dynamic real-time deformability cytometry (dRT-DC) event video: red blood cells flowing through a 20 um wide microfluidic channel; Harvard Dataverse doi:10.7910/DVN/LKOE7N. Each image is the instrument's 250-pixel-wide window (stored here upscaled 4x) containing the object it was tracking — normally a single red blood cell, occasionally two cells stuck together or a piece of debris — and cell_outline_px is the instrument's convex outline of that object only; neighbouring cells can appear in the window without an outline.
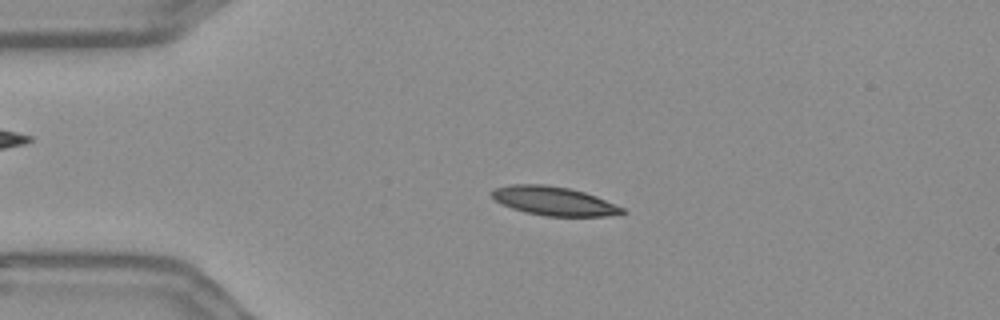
{"species": "Egyptian fruit bat (a non-hibernating species)", "species_latin": "Rousettus aegyptiacus", "temperature_condition": "warm", "stored_images_in_passage": 55, "camera_frame_rate_fps": 3000, "um_per_image_px": 0.085, "frame": {"image": 1, "passage_image": 12, "time_ms": 3.667, "image_size_px": [1000, 320], "cell_outline_px": [[628, 212], [624, 216], [544, 216], [524, 212], [500, 204], [492, 196], [492, 192], [496, 188], [512, 184], [544, 184], [568, 188], [584, 192], [596, 196], [624, 208]], "centroid_in_image_um": [47.15, 17.1], "position_along_channel_um": 37.9, "area_um2": 22.08}}
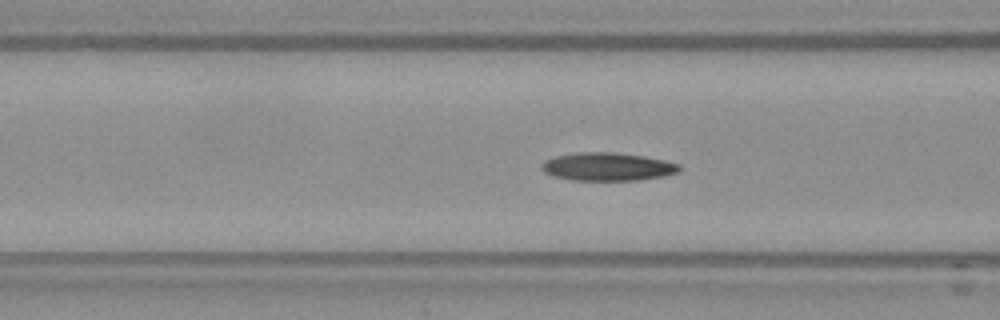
{"frame": {"image": 2, "passage_image": 21, "time_ms": 6.667, "image_size_px": [1000, 320], "cell_outline_px": [[680, 172], [664, 176], [640, 180], [572, 180], [552, 176], [544, 172], [540, 168], [540, 164], [544, 160], [556, 156], [580, 152], [612, 152], [644, 156], [664, 160], [680, 164]], "centroid_in_image_um": [51.63, 14.17], "position_along_channel_um": 115.0, "area_um2": 22.72}}
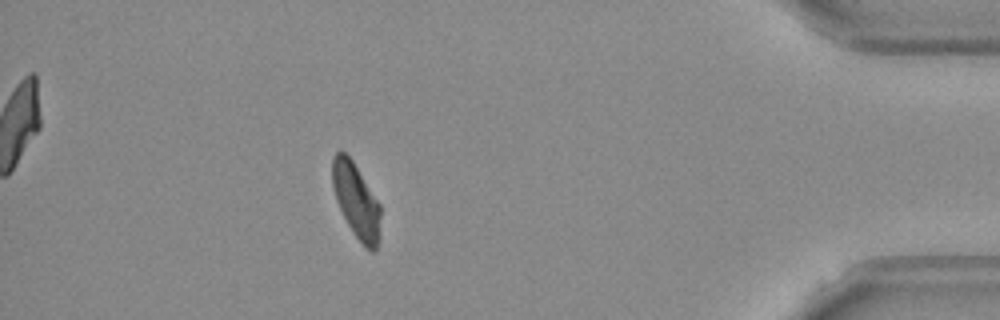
{"frame": {"image": 3, "passage_image": 49, "time_ms": 16.0, "image_size_px": [1000, 320], "cell_outline_px": [[380, 240], [376, 248], [372, 252], [352, 232], [336, 200], [332, 184], [332, 156], [336, 152], [344, 152], [352, 160], [380, 204]], "centroid_in_image_um": [30.28, 17.05], "position_along_channel_um": 404.9, "area_um2": 20.69}, "authors_computed_cell_mechanics": {"area_um2": 21.9062, "velocity_mm_per_s": 3.6317, "shape_relaxation_time_tau1_ms": 6.296, "shape_relaxation_time_tau2_ms": 7.8811, "deformation_change_tau1": 0.1462, "deformation_change_tau2": 0.1366}}